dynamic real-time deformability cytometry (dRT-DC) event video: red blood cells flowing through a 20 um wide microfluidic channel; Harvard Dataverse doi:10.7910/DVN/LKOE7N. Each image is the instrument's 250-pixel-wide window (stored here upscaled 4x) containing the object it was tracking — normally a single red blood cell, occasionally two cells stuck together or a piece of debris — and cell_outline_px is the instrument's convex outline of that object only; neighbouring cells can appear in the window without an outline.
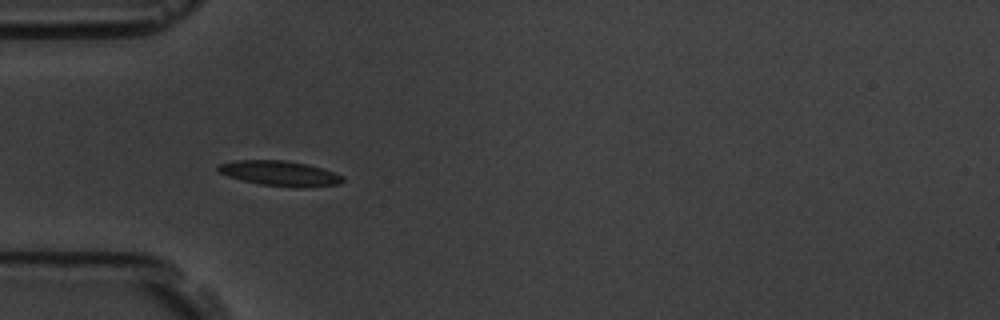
{"species": "common noctule bat (a hibernating species)", "species_latin": "Nyctalus noctula", "temperature_condition": "room temperature", "stored_images_in_passage": 10, "camera_frame_rate_fps": 3000, "um_per_image_px": 0.085, "animal": {"sex": "male", "body_mass_g": 19.5, "forearm_length_mm": 54.6}, "frame": {"image": 1, "passage_image": 5, "time_ms": 4.667, "image_size_px": [1000, 320], "cell_outline_px": [[344, 180], [340, 184], [300, 188], [260, 184], [228, 176], [216, 172], [216, 164], [236, 160], [288, 160], [308, 164], [344, 176]], "centroid_in_image_um": [23.75, 14.73], "position_along_channel_um": 61.2, "area_um2": 18.32}}
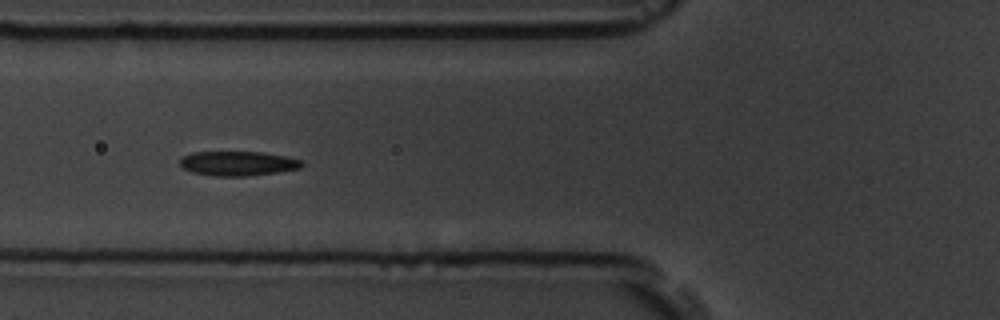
{"frame": {"image": 2, "passage_image": 6, "time_ms": 6.0, "image_size_px": [1000, 320], "cell_outline_px": [[304, 164], [300, 168], [276, 172], [248, 176], [212, 176], [192, 172], [184, 168], [180, 164], [180, 160], [184, 156], [192, 152], [264, 152], [288, 156], [300, 160]], "centroid_in_image_um": [20.23, 13.89], "position_along_channel_um": 105.6, "area_um2": 17.4}}
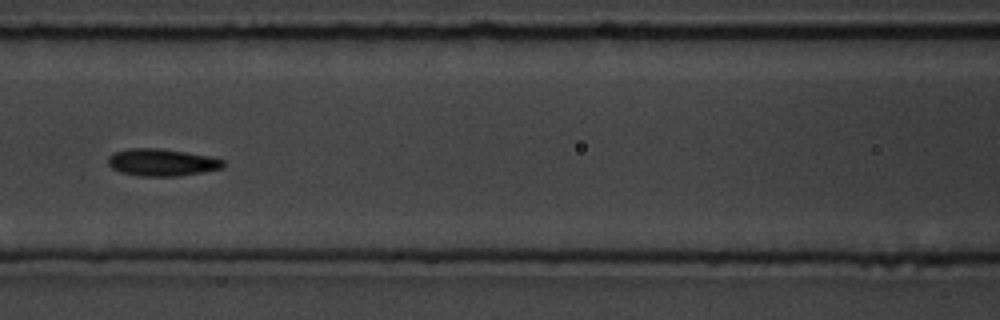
{"frame": {"image": 3, "passage_image": 7, "time_ms": 7.333, "image_size_px": [1000, 320], "cell_outline_px": [[224, 168], [204, 172], [176, 176], [140, 176], [120, 172], [112, 168], [108, 164], [108, 156], [112, 152], [128, 148], [160, 148], [208, 156], [224, 160]], "centroid_in_image_um": [13.73, 13.8], "position_along_channel_um": 152.9, "area_um2": 18.32}}